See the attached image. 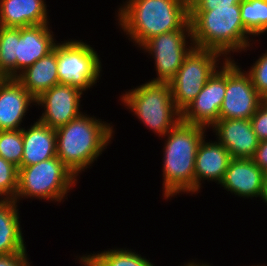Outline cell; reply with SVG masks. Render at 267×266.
Segmentation results:
<instances>
[{"label": "cell", "mask_w": 267, "mask_h": 266, "mask_svg": "<svg viewBox=\"0 0 267 266\" xmlns=\"http://www.w3.org/2000/svg\"><path fill=\"white\" fill-rule=\"evenodd\" d=\"M117 19L134 45L151 37L181 30L189 22V0H126Z\"/></svg>", "instance_id": "cell-1"}, {"label": "cell", "mask_w": 267, "mask_h": 266, "mask_svg": "<svg viewBox=\"0 0 267 266\" xmlns=\"http://www.w3.org/2000/svg\"><path fill=\"white\" fill-rule=\"evenodd\" d=\"M112 123L85 113L56 129L57 157L77 177L89 168L111 143Z\"/></svg>", "instance_id": "cell-2"}, {"label": "cell", "mask_w": 267, "mask_h": 266, "mask_svg": "<svg viewBox=\"0 0 267 266\" xmlns=\"http://www.w3.org/2000/svg\"><path fill=\"white\" fill-rule=\"evenodd\" d=\"M206 128L180 120L166 135L163 148V197L195 194V159Z\"/></svg>", "instance_id": "cell-3"}, {"label": "cell", "mask_w": 267, "mask_h": 266, "mask_svg": "<svg viewBox=\"0 0 267 266\" xmlns=\"http://www.w3.org/2000/svg\"><path fill=\"white\" fill-rule=\"evenodd\" d=\"M189 22L194 47L220 52L224 59H231V52L238 53L253 46L254 40L250 39L251 34L241 20L240 4L189 11Z\"/></svg>", "instance_id": "cell-4"}, {"label": "cell", "mask_w": 267, "mask_h": 266, "mask_svg": "<svg viewBox=\"0 0 267 266\" xmlns=\"http://www.w3.org/2000/svg\"><path fill=\"white\" fill-rule=\"evenodd\" d=\"M125 92L120 96L122 104L159 137L166 135L181 120L170 83L148 81Z\"/></svg>", "instance_id": "cell-5"}, {"label": "cell", "mask_w": 267, "mask_h": 266, "mask_svg": "<svg viewBox=\"0 0 267 266\" xmlns=\"http://www.w3.org/2000/svg\"><path fill=\"white\" fill-rule=\"evenodd\" d=\"M72 171L56 156L18 170V186L14 201L22 198L64 202L67 193L78 182ZM74 185V186H73Z\"/></svg>", "instance_id": "cell-6"}, {"label": "cell", "mask_w": 267, "mask_h": 266, "mask_svg": "<svg viewBox=\"0 0 267 266\" xmlns=\"http://www.w3.org/2000/svg\"><path fill=\"white\" fill-rule=\"evenodd\" d=\"M220 57H224L220 52L198 47H193L185 56L175 77L169 82L173 102L180 112L196 98L219 69Z\"/></svg>", "instance_id": "cell-7"}, {"label": "cell", "mask_w": 267, "mask_h": 266, "mask_svg": "<svg viewBox=\"0 0 267 266\" xmlns=\"http://www.w3.org/2000/svg\"><path fill=\"white\" fill-rule=\"evenodd\" d=\"M57 52V71L60 84L86 91L101 77L100 55L82 40L61 41L54 45Z\"/></svg>", "instance_id": "cell-8"}, {"label": "cell", "mask_w": 267, "mask_h": 266, "mask_svg": "<svg viewBox=\"0 0 267 266\" xmlns=\"http://www.w3.org/2000/svg\"><path fill=\"white\" fill-rule=\"evenodd\" d=\"M188 37L190 45H188ZM193 47L190 22L181 30L159 34L147 40L140 49L142 48L154 58L158 77L156 76L151 81L169 83Z\"/></svg>", "instance_id": "cell-9"}, {"label": "cell", "mask_w": 267, "mask_h": 266, "mask_svg": "<svg viewBox=\"0 0 267 266\" xmlns=\"http://www.w3.org/2000/svg\"><path fill=\"white\" fill-rule=\"evenodd\" d=\"M265 99L234 59L226 60V92L219 119H251Z\"/></svg>", "instance_id": "cell-10"}, {"label": "cell", "mask_w": 267, "mask_h": 266, "mask_svg": "<svg viewBox=\"0 0 267 266\" xmlns=\"http://www.w3.org/2000/svg\"><path fill=\"white\" fill-rule=\"evenodd\" d=\"M208 79L196 98L181 112V120L211 128L219 120V112L226 92V60Z\"/></svg>", "instance_id": "cell-11"}, {"label": "cell", "mask_w": 267, "mask_h": 266, "mask_svg": "<svg viewBox=\"0 0 267 266\" xmlns=\"http://www.w3.org/2000/svg\"><path fill=\"white\" fill-rule=\"evenodd\" d=\"M83 92L75 86L56 84L36 99V106L44 108L37 120L53 129L66 125L83 113L80 111Z\"/></svg>", "instance_id": "cell-12"}, {"label": "cell", "mask_w": 267, "mask_h": 266, "mask_svg": "<svg viewBox=\"0 0 267 266\" xmlns=\"http://www.w3.org/2000/svg\"><path fill=\"white\" fill-rule=\"evenodd\" d=\"M211 128L232 158H253L259 140L250 119H219Z\"/></svg>", "instance_id": "cell-13"}, {"label": "cell", "mask_w": 267, "mask_h": 266, "mask_svg": "<svg viewBox=\"0 0 267 266\" xmlns=\"http://www.w3.org/2000/svg\"><path fill=\"white\" fill-rule=\"evenodd\" d=\"M265 172L252 159L232 158L221 181V187L243 198H262Z\"/></svg>", "instance_id": "cell-14"}, {"label": "cell", "mask_w": 267, "mask_h": 266, "mask_svg": "<svg viewBox=\"0 0 267 266\" xmlns=\"http://www.w3.org/2000/svg\"><path fill=\"white\" fill-rule=\"evenodd\" d=\"M34 103L36 99L16 78L0 79V131L22 129L23 118Z\"/></svg>", "instance_id": "cell-15"}, {"label": "cell", "mask_w": 267, "mask_h": 266, "mask_svg": "<svg viewBox=\"0 0 267 266\" xmlns=\"http://www.w3.org/2000/svg\"><path fill=\"white\" fill-rule=\"evenodd\" d=\"M49 25V23H45L19 28V41H17L16 49V77L54 49L56 40Z\"/></svg>", "instance_id": "cell-16"}, {"label": "cell", "mask_w": 267, "mask_h": 266, "mask_svg": "<svg viewBox=\"0 0 267 266\" xmlns=\"http://www.w3.org/2000/svg\"><path fill=\"white\" fill-rule=\"evenodd\" d=\"M205 136L200 142L195 159V193L200 192L201 181L208 180L220 184L229 166L232 156L217 140L206 142Z\"/></svg>", "instance_id": "cell-17"}, {"label": "cell", "mask_w": 267, "mask_h": 266, "mask_svg": "<svg viewBox=\"0 0 267 266\" xmlns=\"http://www.w3.org/2000/svg\"><path fill=\"white\" fill-rule=\"evenodd\" d=\"M23 156L21 168L57 156L56 129L42 124L38 120L27 129L22 128Z\"/></svg>", "instance_id": "cell-18"}, {"label": "cell", "mask_w": 267, "mask_h": 266, "mask_svg": "<svg viewBox=\"0 0 267 266\" xmlns=\"http://www.w3.org/2000/svg\"><path fill=\"white\" fill-rule=\"evenodd\" d=\"M45 0H0V26L21 28L49 23Z\"/></svg>", "instance_id": "cell-19"}, {"label": "cell", "mask_w": 267, "mask_h": 266, "mask_svg": "<svg viewBox=\"0 0 267 266\" xmlns=\"http://www.w3.org/2000/svg\"><path fill=\"white\" fill-rule=\"evenodd\" d=\"M57 52L53 49L43 58L22 71L16 79L35 98L59 84Z\"/></svg>", "instance_id": "cell-20"}, {"label": "cell", "mask_w": 267, "mask_h": 266, "mask_svg": "<svg viewBox=\"0 0 267 266\" xmlns=\"http://www.w3.org/2000/svg\"><path fill=\"white\" fill-rule=\"evenodd\" d=\"M14 200H0V255L27 252Z\"/></svg>", "instance_id": "cell-21"}, {"label": "cell", "mask_w": 267, "mask_h": 266, "mask_svg": "<svg viewBox=\"0 0 267 266\" xmlns=\"http://www.w3.org/2000/svg\"><path fill=\"white\" fill-rule=\"evenodd\" d=\"M145 256L132 250L116 248L99 253L79 256V262L84 266H154Z\"/></svg>", "instance_id": "cell-22"}, {"label": "cell", "mask_w": 267, "mask_h": 266, "mask_svg": "<svg viewBox=\"0 0 267 266\" xmlns=\"http://www.w3.org/2000/svg\"><path fill=\"white\" fill-rule=\"evenodd\" d=\"M19 28L0 26V73L5 78H16V49Z\"/></svg>", "instance_id": "cell-23"}, {"label": "cell", "mask_w": 267, "mask_h": 266, "mask_svg": "<svg viewBox=\"0 0 267 266\" xmlns=\"http://www.w3.org/2000/svg\"><path fill=\"white\" fill-rule=\"evenodd\" d=\"M240 11L243 25L251 35L267 32V0H243Z\"/></svg>", "instance_id": "cell-24"}, {"label": "cell", "mask_w": 267, "mask_h": 266, "mask_svg": "<svg viewBox=\"0 0 267 266\" xmlns=\"http://www.w3.org/2000/svg\"><path fill=\"white\" fill-rule=\"evenodd\" d=\"M23 156L22 129L0 131V157L21 168Z\"/></svg>", "instance_id": "cell-25"}, {"label": "cell", "mask_w": 267, "mask_h": 266, "mask_svg": "<svg viewBox=\"0 0 267 266\" xmlns=\"http://www.w3.org/2000/svg\"><path fill=\"white\" fill-rule=\"evenodd\" d=\"M18 170V167L0 157V200L15 199Z\"/></svg>", "instance_id": "cell-26"}, {"label": "cell", "mask_w": 267, "mask_h": 266, "mask_svg": "<svg viewBox=\"0 0 267 266\" xmlns=\"http://www.w3.org/2000/svg\"><path fill=\"white\" fill-rule=\"evenodd\" d=\"M250 70V71H249ZM247 71L256 91L267 100V51L260 54V57Z\"/></svg>", "instance_id": "cell-27"}, {"label": "cell", "mask_w": 267, "mask_h": 266, "mask_svg": "<svg viewBox=\"0 0 267 266\" xmlns=\"http://www.w3.org/2000/svg\"><path fill=\"white\" fill-rule=\"evenodd\" d=\"M250 120L258 140H267V100L258 107Z\"/></svg>", "instance_id": "cell-28"}, {"label": "cell", "mask_w": 267, "mask_h": 266, "mask_svg": "<svg viewBox=\"0 0 267 266\" xmlns=\"http://www.w3.org/2000/svg\"><path fill=\"white\" fill-rule=\"evenodd\" d=\"M243 0H189V11H208L240 4Z\"/></svg>", "instance_id": "cell-29"}, {"label": "cell", "mask_w": 267, "mask_h": 266, "mask_svg": "<svg viewBox=\"0 0 267 266\" xmlns=\"http://www.w3.org/2000/svg\"><path fill=\"white\" fill-rule=\"evenodd\" d=\"M27 252L0 255V266H31Z\"/></svg>", "instance_id": "cell-30"}, {"label": "cell", "mask_w": 267, "mask_h": 266, "mask_svg": "<svg viewBox=\"0 0 267 266\" xmlns=\"http://www.w3.org/2000/svg\"><path fill=\"white\" fill-rule=\"evenodd\" d=\"M265 173L267 172V140L259 141V145L252 158Z\"/></svg>", "instance_id": "cell-31"}, {"label": "cell", "mask_w": 267, "mask_h": 266, "mask_svg": "<svg viewBox=\"0 0 267 266\" xmlns=\"http://www.w3.org/2000/svg\"><path fill=\"white\" fill-rule=\"evenodd\" d=\"M184 266H211V265H209L207 263L206 264L205 263L204 264L203 263L201 264V263H197V262L195 263L194 260H193V262L190 261L187 264L184 263Z\"/></svg>", "instance_id": "cell-32"}, {"label": "cell", "mask_w": 267, "mask_h": 266, "mask_svg": "<svg viewBox=\"0 0 267 266\" xmlns=\"http://www.w3.org/2000/svg\"><path fill=\"white\" fill-rule=\"evenodd\" d=\"M264 203H266L267 205V183L265 182L264 184V191H263V195H262V199Z\"/></svg>", "instance_id": "cell-33"}, {"label": "cell", "mask_w": 267, "mask_h": 266, "mask_svg": "<svg viewBox=\"0 0 267 266\" xmlns=\"http://www.w3.org/2000/svg\"><path fill=\"white\" fill-rule=\"evenodd\" d=\"M3 78H5V77L0 73V79H3Z\"/></svg>", "instance_id": "cell-34"}]
</instances>
